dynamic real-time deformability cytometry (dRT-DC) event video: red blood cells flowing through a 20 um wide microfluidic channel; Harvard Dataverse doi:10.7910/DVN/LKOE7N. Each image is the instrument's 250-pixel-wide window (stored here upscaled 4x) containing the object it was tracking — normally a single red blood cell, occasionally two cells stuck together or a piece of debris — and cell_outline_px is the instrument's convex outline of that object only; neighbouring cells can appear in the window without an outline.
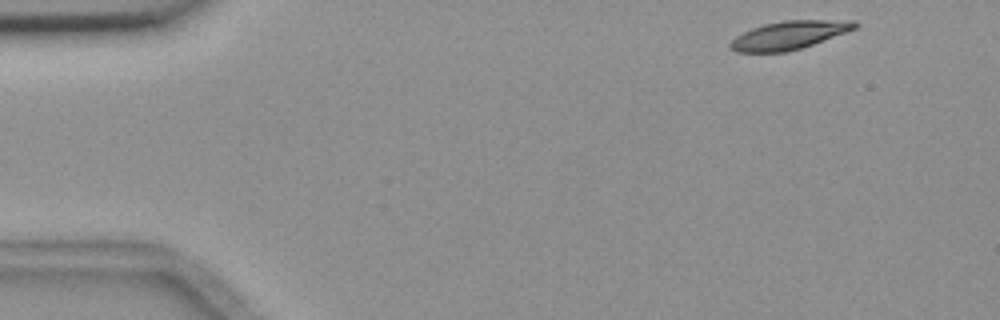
{"species": "common noctule bat (a hibernating species)", "species_latin": "Nyctalus noctula", "temperature_condition": "room temperature", "stored_images_in_passage": 13, "camera_frame_rate_fps": 3000, "um_per_image_px": 0.085, "animal": {"sex": "female", "body_mass_g": 18.4}, "frame": {"image": 1, "passage_image": 2, "time_ms": 0.333, "image_size_px": [1000, 320], "cell_outline_px": [[860, 24], [856, 28], [812, 44], [800, 48], [784, 52], [736, 52], [728, 48], [728, 44], [736, 36], [752, 28], [764, 24], [784, 20], [856, 20]], "centroid_in_image_um": [67.05, 2.98], "position_along_channel_um": 17.9, "area_um2": 20.4}}